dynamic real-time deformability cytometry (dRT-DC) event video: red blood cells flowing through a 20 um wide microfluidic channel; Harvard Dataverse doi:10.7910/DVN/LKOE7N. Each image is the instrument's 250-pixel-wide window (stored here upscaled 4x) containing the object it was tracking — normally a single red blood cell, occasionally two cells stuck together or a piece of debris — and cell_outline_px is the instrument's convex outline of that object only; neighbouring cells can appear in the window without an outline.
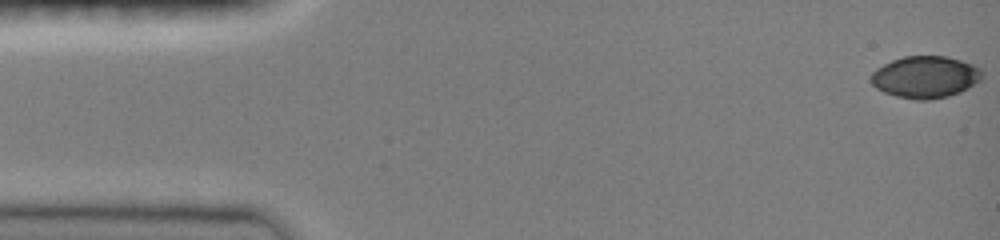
{"species": "common noctule bat (a hibernating species)", "species_latin": "Nyctalus noctula", "temperature_condition": "room temperature", "stored_images_in_passage": 47, "camera_frame_rate_fps": 3000, "um_per_image_px": 0.085, "animal": {"sex": "female", "body_mass_g": 19.0, "forearm_length_mm": 51.5}, "frame": {"image": 1, "passage_image": 1, "time_ms": 0.0, "image_size_px": [1000, 240], "cell_outline_px": [[984, 76], [980, 80], [968, 88], [960, 92], [948, 96], [928, 100], [912, 100], [896, 96], [884, 92], [876, 88], [868, 80], [868, 76], [876, 68], [892, 60], [904, 56], [944, 56], [960, 60], [972, 64], [980, 68], [984, 72]], "centroid_in_image_um": [78.63, 6.55], "position_along_channel_um": 6.4, "area_um2": 27.46}}
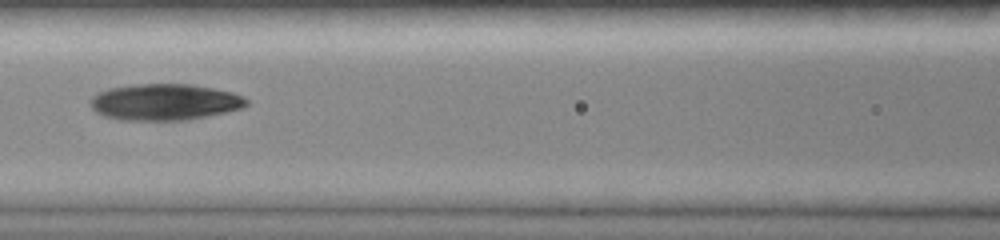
{"frame": {"image": 2, "passage_image": 21, "time_ms": 6.667, "image_size_px": [1000, 240], "cell_outline_px": [[248, 104], [244, 108], [208, 116], [188, 120], [120, 120], [104, 116], [96, 112], [88, 104], [88, 100], [96, 92], [108, 88], [136, 84], [192, 84], [232, 92], [244, 96], [248, 100]], "centroid_in_image_um": [13.97, 8.67], "position_along_channel_um": 152.6, "area_um2": 33.52}}
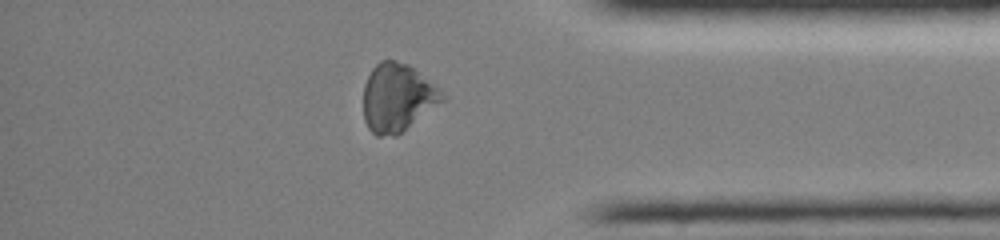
{"frame": {"image": 3, "passage_image": 40, "time_ms": 13.0, "image_size_px": [1000, 240], "cell_outline_px": [[448, 96], [444, 100], [396, 136], [376, 136], [368, 128], [364, 120], [364, 84], [372, 68], [380, 60], [396, 60], [408, 64], [440, 88]], "centroid_in_image_um": [33.78, 8.29], "position_along_channel_um": 401.4, "area_um2": 31.33}}